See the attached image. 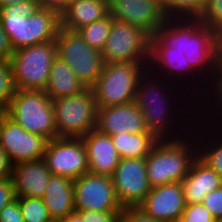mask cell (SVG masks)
<instances>
[{
	"label": "cell",
	"mask_w": 222,
	"mask_h": 222,
	"mask_svg": "<svg viewBox=\"0 0 222 222\" xmlns=\"http://www.w3.org/2000/svg\"><path fill=\"white\" fill-rule=\"evenodd\" d=\"M112 20V16L108 14L100 20L81 27L77 32L91 48L101 52L110 34Z\"/></svg>",
	"instance_id": "4316f807"
},
{
	"label": "cell",
	"mask_w": 222,
	"mask_h": 222,
	"mask_svg": "<svg viewBox=\"0 0 222 222\" xmlns=\"http://www.w3.org/2000/svg\"><path fill=\"white\" fill-rule=\"evenodd\" d=\"M43 159L51 174L72 180L89 171L87 151L82 138L58 137L49 140Z\"/></svg>",
	"instance_id": "7c38bea8"
},
{
	"label": "cell",
	"mask_w": 222,
	"mask_h": 222,
	"mask_svg": "<svg viewBox=\"0 0 222 222\" xmlns=\"http://www.w3.org/2000/svg\"><path fill=\"white\" fill-rule=\"evenodd\" d=\"M180 218L184 222H218L202 203L186 205Z\"/></svg>",
	"instance_id": "1f68e13d"
},
{
	"label": "cell",
	"mask_w": 222,
	"mask_h": 222,
	"mask_svg": "<svg viewBox=\"0 0 222 222\" xmlns=\"http://www.w3.org/2000/svg\"><path fill=\"white\" fill-rule=\"evenodd\" d=\"M111 178L123 208L138 206L151 190L145 158L120 159Z\"/></svg>",
	"instance_id": "5bb4252c"
},
{
	"label": "cell",
	"mask_w": 222,
	"mask_h": 222,
	"mask_svg": "<svg viewBox=\"0 0 222 222\" xmlns=\"http://www.w3.org/2000/svg\"><path fill=\"white\" fill-rule=\"evenodd\" d=\"M57 57L65 61L86 88H91L103 71L102 53L91 48L78 34L60 27L56 37Z\"/></svg>",
	"instance_id": "9c48e42d"
},
{
	"label": "cell",
	"mask_w": 222,
	"mask_h": 222,
	"mask_svg": "<svg viewBox=\"0 0 222 222\" xmlns=\"http://www.w3.org/2000/svg\"><path fill=\"white\" fill-rule=\"evenodd\" d=\"M199 117L208 124L222 126V64L208 93L199 102Z\"/></svg>",
	"instance_id": "484cf974"
},
{
	"label": "cell",
	"mask_w": 222,
	"mask_h": 222,
	"mask_svg": "<svg viewBox=\"0 0 222 222\" xmlns=\"http://www.w3.org/2000/svg\"><path fill=\"white\" fill-rule=\"evenodd\" d=\"M108 14V0H71L67 10L60 17L61 27L77 31Z\"/></svg>",
	"instance_id": "603a6c76"
},
{
	"label": "cell",
	"mask_w": 222,
	"mask_h": 222,
	"mask_svg": "<svg viewBox=\"0 0 222 222\" xmlns=\"http://www.w3.org/2000/svg\"><path fill=\"white\" fill-rule=\"evenodd\" d=\"M0 222H24L17 198L0 211Z\"/></svg>",
	"instance_id": "d590c367"
},
{
	"label": "cell",
	"mask_w": 222,
	"mask_h": 222,
	"mask_svg": "<svg viewBox=\"0 0 222 222\" xmlns=\"http://www.w3.org/2000/svg\"><path fill=\"white\" fill-rule=\"evenodd\" d=\"M81 138L87 151L88 172L111 177L120 161L111 136L93 129Z\"/></svg>",
	"instance_id": "ac0fdd59"
},
{
	"label": "cell",
	"mask_w": 222,
	"mask_h": 222,
	"mask_svg": "<svg viewBox=\"0 0 222 222\" xmlns=\"http://www.w3.org/2000/svg\"><path fill=\"white\" fill-rule=\"evenodd\" d=\"M85 89L84 84L75 76L67 63L56 57L51 65L49 79L44 90L48 97L53 100L73 96Z\"/></svg>",
	"instance_id": "cb8c5ba5"
},
{
	"label": "cell",
	"mask_w": 222,
	"mask_h": 222,
	"mask_svg": "<svg viewBox=\"0 0 222 222\" xmlns=\"http://www.w3.org/2000/svg\"><path fill=\"white\" fill-rule=\"evenodd\" d=\"M119 222H163L145 213L138 206L124 207L120 212Z\"/></svg>",
	"instance_id": "836d02e7"
},
{
	"label": "cell",
	"mask_w": 222,
	"mask_h": 222,
	"mask_svg": "<svg viewBox=\"0 0 222 222\" xmlns=\"http://www.w3.org/2000/svg\"><path fill=\"white\" fill-rule=\"evenodd\" d=\"M85 222H119L120 212L78 211Z\"/></svg>",
	"instance_id": "e575fe53"
},
{
	"label": "cell",
	"mask_w": 222,
	"mask_h": 222,
	"mask_svg": "<svg viewBox=\"0 0 222 222\" xmlns=\"http://www.w3.org/2000/svg\"><path fill=\"white\" fill-rule=\"evenodd\" d=\"M109 15L144 30L150 37L168 19L162 0H108Z\"/></svg>",
	"instance_id": "9a60e30c"
},
{
	"label": "cell",
	"mask_w": 222,
	"mask_h": 222,
	"mask_svg": "<svg viewBox=\"0 0 222 222\" xmlns=\"http://www.w3.org/2000/svg\"><path fill=\"white\" fill-rule=\"evenodd\" d=\"M185 206L181 182L151 188L138 205L145 213L163 222L179 219Z\"/></svg>",
	"instance_id": "e0dca14e"
},
{
	"label": "cell",
	"mask_w": 222,
	"mask_h": 222,
	"mask_svg": "<svg viewBox=\"0 0 222 222\" xmlns=\"http://www.w3.org/2000/svg\"><path fill=\"white\" fill-rule=\"evenodd\" d=\"M208 0H162L168 18H198Z\"/></svg>",
	"instance_id": "83f0119b"
},
{
	"label": "cell",
	"mask_w": 222,
	"mask_h": 222,
	"mask_svg": "<svg viewBox=\"0 0 222 222\" xmlns=\"http://www.w3.org/2000/svg\"><path fill=\"white\" fill-rule=\"evenodd\" d=\"M4 112L30 133L58 138L52 100L45 91L17 89Z\"/></svg>",
	"instance_id": "8992f818"
},
{
	"label": "cell",
	"mask_w": 222,
	"mask_h": 222,
	"mask_svg": "<svg viewBox=\"0 0 222 222\" xmlns=\"http://www.w3.org/2000/svg\"><path fill=\"white\" fill-rule=\"evenodd\" d=\"M221 64L222 40L198 18H168L150 37L147 70L181 86L198 102Z\"/></svg>",
	"instance_id": "6da1fadb"
},
{
	"label": "cell",
	"mask_w": 222,
	"mask_h": 222,
	"mask_svg": "<svg viewBox=\"0 0 222 222\" xmlns=\"http://www.w3.org/2000/svg\"><path fill=\"white\" fill-rule=\"evenodd\" d=\"M58 222H85V218L78 211H73Z\"/></svg>",
	"instance_id": "60d3db41"
},
{
	"label": "cell",
	"mask_w": 222,
	"mask_h": 222,
	"mask_svg": "<svg viewBox=\"0 0 222 222\" xmlns=\"http://www.w3.org/2000/svg\"><path fill=\"white\" fill-rule=\"evenodd\" d=\"M13 163L0 146V181L12 179Z\"/></svg>",
	"instance_id": "f35d334b"
},
{
	"label": "cell",
	"mask_w": 222,
	"mask_h": 222,
	"mask_svg": "<svg viewBox=\"0 0 222 222\" xmlns=\"http://www.w3.org/2000/svg\"><path fill=\"white\" fill-rule=\"evenodd\" d=\"M1 128H2V110H0V135H1Z\"/></svg>",
	"instance_id": "7bdbcfd3"
},
{
	"label": "cell",
	"mask_w": 222,
	"mask_h": 222,
	"mask_svg": "<svg viewBox=\"0 0 222 222\" xmlns=\"http://www.w3.org/2000/svg\"><path fill=\"white\" fill-rule=\"evenodd\" d=\"M23 215L24 222H51L53 221L42 198L16 197Z\"/></svg>",
	"instance_id": "f1b7e54d"
},
{
	"label": "cell",
	"mask_w": 222,
	"mask_h": 222,
	"mask_svg": "<svg viewBox=\"0 0 222 222\" xmlns=\"http://www.w3.org/2000/svg\"><path fill=\"white\" fill-rule=\"evenodd\" d=\"M148 62L105 63L103 71L91 87L97 108L134 102L140 77Z\"/></svg>",
	"instance_id": "5b68a950"
},
{
	"label": "cell",
	"mask_w": 222,
	"mask_h": 222,
	"mask_svg": "<svg viewBox=\"0 0 222 222\" xmlns=\"http://www.w3.org/2000/svg\"><path fill=\"white\" fill-rule=\"evenodd\" d=\"M198 19L222 40V0H208Z\"/></svg>",
	"instance_id": "4dcf8cb0"
},
{
	"label": "cell",
	"mask_w": 222,
	"mask_h": 222,
	"mask_svg": "<svg viewBox=\"0 0 222 222\" xmlns=\"http://www.w3.org/2000/svg\"><path fill=\"white\" fill-rule=\"evenodd\" d=\"M198 157L193 130L175 139H159L145 158L146 173L151 188L181 182Z\"/></svg>",
	"instance_id": "277c9868"
},
{
	"label": "cell",
	"mask_w": 222,
	"mask_h": 222,
	"mask_svg": "<svg viewBox=\"0 0 222 222\" xmlns=\"http://www.w3.org/2000/svg\"><path fill=\"white\" fill-rule=\"evenodd\" d=\"M16 91L10 62L0 61V110L6 109Z\"/></svg>",
	"instance_id": "f546056e"
},
{
	"label": "cell",
	"mask_w": 222,
	"mask_h": 222,
	"mask_svg": "<svg viewBox=\"0 0 222 222\" xmlns=\"http://www.w3.org/2000/svg\"><path fill=\"white\" fill-rule=\"evenodd\" d=\"M48 139L26 131L2 111L0 146L13 164L42 159Z\"/></svg>",
	"instance_id": "4fadbf2b"
},
{
	"label": "cell",
	"mask_w": 222,
	"mask_h": 222,
	"mask_svg": "<svg viewBox=\"0 0 222 222\" xmlns=\"http://www.w3.org/2000/svg\"><path fill=\"white\" fill-rule=\"evenodd\" d=\"M181 185L185 204L191 205L202 203L206 194L219 189L222 186V178L197 157Z\"/></svg>",
	"instance_id": "ffe728a7"
},
{
	"label": "cell",
	"mask_w": 222,
	"mask_h": 222,
	"mask_svg": "<svg viewBox=\"0 0 222 222\" xmlns=\"http://www.w3.org/2000/svg\"><path fill=\"white\" fill-rule=\"evenodd\" d=\"M50 176L43 158L13 164L12 182L16 197L42 198Z\"/></svg>",
	"instance_id": "d6986e66"
},
{
	"label": "cell",
	"mask_w": 222,
	"mask_h": 222,
	"mask_svg": "<svg viewBox=\"0 0 222 222\" xmlns=\"http://www.w3.org/2000/svg\"><path fill=\"white\" fill-rule=\"evenodd\" d=\"M74 180L51 174L42 200L53 221H60L75 211Z\"/></svg>",
	"instance_id": "7402d4cb"
},
{
	"label": "cell",
	"mask_w": 222,
	"mask_h": 222,
	"mask_svg": "<svg viewBox=\"0 0 222 222\" xmlns=\"http://www.w3.org/2000/svg\"><path fill=\"white\" fill-rule=\"evenodd\" d=\"M16 199L12 179L0 181V211Z\"/></svg>",
	"instance_id": "8d00e7d4"
},
{
	"label": "cell",
	"mask_w": 222,
	"mask_h": 222,
	"mask_svg": "<svg viewBox=\"0 0 222 222\" xmlns=\"http://www.w3.org/2000/svg\"><path fill=\"white\" fill-rule=\"evenodd\" d=\"M120 159L146 158L159 140L153 133L123 132L111 136Z\"/></svg>",
	"instance_id": "d4e9b609"
},
{
	"label": "cell",
	"mask_w": 222,
	"mask_h": 222,
	"mask_svg": "<svg viewBox=\"0 0 222 222\" xmlns=\"http://www.w3.org/2000/svg\"><path fill=\"white\" fill-rule=\"evenodd\" d=\"M24 1H27V0H0V9L5 6L24 2Z\"/></svg>",
	"instance_id": "b9f144b4"
},
{
	"label": "cell",
	"mask_w": 222,
	"mask_h": 222,
	"mask_svg": "<svg viewBox=\"0 0 222 222\" xmlns=\"http://www.w3.org/2000/svg\"><path fill=\"white\" fill-rule=\"evenodd\" d=\"M198 157L222 178V126L208 124L200 117L193 127Z\"/></svg>",
	"instance_id": "44dd1931"
},
{
	"label": "cell",
	"mask_w": 222,
	"mask_h": 222,
	"mask_svg": "<svg viewBox=\"0 0 222 222\" xmlns=\"http://www.w3.org/2000/svg\"><path fill=\"white\" fill-rule=\"evenodd\" d=\"M170 222H184V221L181 218H179V219H175V220L170 221Z\"/></svg>",
	"instance_id": "ee69618b"
},
{
	"label": "cell",
	"mask_w": 222,
	"mask_h": 222,
	"mask_svg": "<svg viewBox=\"0 0 222 222\" xmlns=\"http://www.w3.org/2000/svg\"><path fill=\"white\" fill-rule=\"evenodd\" d=\"M56 57L55 41L15 50L9 62L17 89L44 91Z\"/></svg>",
	"instance_id": "52a82bcc"
},
{
	"label": "cell",
	"mask_w": 222,
	"mask_h": 222,
	"mask_svg": "<svg viewBox=\"0 0 222 222\" xmlns=\"http://www.w3.org/2000/svg\"><path fill=\"white\" fill-rule=\"evenodd\" d=\"M0 19L14 51L55 41L61 27L60 16L55 11L40 7L38 0L2 7Z\"/></svg>",
	"instance_id": "3957f363"
},
{
	"label": "cell",
	"mask_w": 222,
	"mask_h": 222,
	"mask_svg": "<svg viewBox=\"0 0 222 222\" xmlns=\"http://www.w3.org/2000/svg\"><path fill=\"white\" fill-rule=\"evenodd\" d=\"M14 53L8 34L3 29L0 19V61H9Z\"/></svg>",
	"instance_id": "74e56055"
},
{
	"label": "cell",
	"mask_w": 222,
	"mask_h": 222,
	"mask_svg": "<svg viewBox=\"0 0 222 222\" xmlns=\"http://www.w3.org/2000/svg\"><path fill=\"white\" fill-rule=\"evenodd\" d=\"M40 7L55 11L60 17L67 10L71 0H38Z\"/></svg>",
	"instance_id": "ab89813d"
},
{
	"label": "cell",
	"mask_w": 222,
	"mask_h": 222,
	"mask_svg": "<svg viewBox=\"0 0 222 222\" xmlns=\"http://www.w3.org/2000/svg\"><path fill=\"white\" fill-rule=\"evenodd\" d=\"M150 36L142 29L113 18L101 51L105 63L148 62Z\"/></svg>",
	"instance_id": "30bf717a"
},
{
	"label": "cell",
	"mask_w": 222,
	"mask_h": 222,
	"mask_svg": "<svg viewBox=\"0 0 222 222\" xmlns=\"http://www.w3.org/2000/svg\"><path fill=\"white\" fill-rule=\"evenodd\" d=\"M202 204L218 222H222V186L206 194Z\"/></svg>",
	"instance_id": "d6a6232c"
},
{
	"label": "cell",
	"mask_w": 222,
	"mask_h": 222,
	"mask_svg": "<svg viewBox=\"0 0 222 222\" xmlns=\"http://www.w3.org/2000/svg\"><path fill=\"white\" fill-rule=\"evenodd\" d=\"M134 103L143 112L148 131L158 139L190 134L199 117V102L192 95L148 70L139 79Z\"/></svg>",
	"instance_id": "7a4b0ae2"
},
{
	"label": "cell",
	"mask_w": 222,
	"mask_h": 222,
	"mask_svg": "<svg viewBox=\"0 0 222 222\" xmlns=\"http://www.w3.org/2000/svg\"><path fill=\"white\" fill-rule=\"evenodd\" d=\"M75 211L121 212L112 182L106 175L84 173L73 182Z\"/></svg>",
	"instance_id": "8fae6325"
},
{
	"label": "cell",
	"mask_w": 222,
	"mask_h": 222,
	"mask_svg": "<svg viewBox=\"0 0 222 222\" xmlns=\"http://www.w3.org/2000/svg\"><path fill=\"white\" fill-rule=\"evenodd\" d=\"M57 137L81 138L96 129L97 107L91 88L52 100Z\"/></svg>",
	"instance_id": "ba28073f"
},
{
	"label": "cell",
	"mask_w": 222,
	"mask_h": 222,
	"mask_svg": "<svg viewBox=\"0 0 222 222\" xmlns=\"http://www.w3.org/2000/svg\"><path fill=\"white\" fill-rule=\"evenodd\" d=\"M96 129L109 136L148 131L143 112L134 103L97 108Z\"/></svg>",
	"instance_id": "2e32d148"
}]
</instances>
